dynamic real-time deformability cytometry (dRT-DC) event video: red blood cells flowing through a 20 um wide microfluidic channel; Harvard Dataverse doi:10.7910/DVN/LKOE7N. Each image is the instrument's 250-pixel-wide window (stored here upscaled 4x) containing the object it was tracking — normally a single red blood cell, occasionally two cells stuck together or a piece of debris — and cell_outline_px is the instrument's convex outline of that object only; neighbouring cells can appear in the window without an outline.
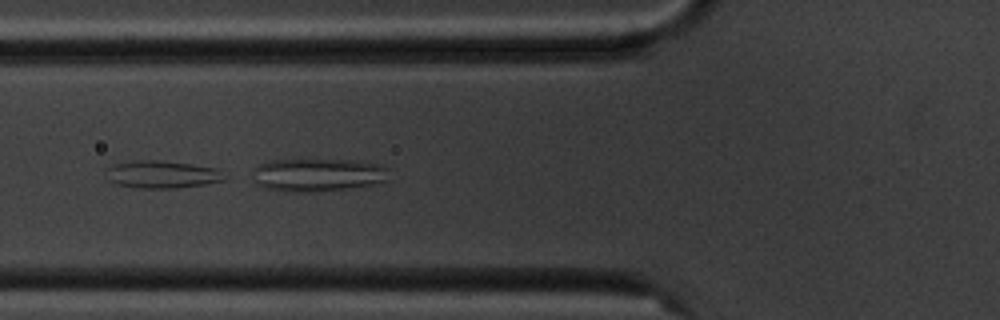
{"species": "common noctule bat (a hibernating species)", "species_latin": "Nyctalus noctula", "temperature_condition": "cold", "stored_images_in_passage": 10, "camera_frame_rate_fps": 3000, "um_per_image_px": 0.085, "animal": {"sex": "male", "body_mass_g": 20.1, "forearm_length_mm": 53.5}, "frame": {"image": 1, "passage_image": 6, "time_ms": 6.0, "image_size_px": [1000, 320], "cell_outline_px": [[228, 176], [224, 180], [204, 184], [176, 188], [132, 188], [116, 184], [108, 180], [104, 168], [112, 164], [132, 160], [160, 160], [192, 164], [216, 168]], "centroid_in_image_um": [13.71, 14.82], "position_along_channel_um": 112.1, "area_um2": 19.36}}